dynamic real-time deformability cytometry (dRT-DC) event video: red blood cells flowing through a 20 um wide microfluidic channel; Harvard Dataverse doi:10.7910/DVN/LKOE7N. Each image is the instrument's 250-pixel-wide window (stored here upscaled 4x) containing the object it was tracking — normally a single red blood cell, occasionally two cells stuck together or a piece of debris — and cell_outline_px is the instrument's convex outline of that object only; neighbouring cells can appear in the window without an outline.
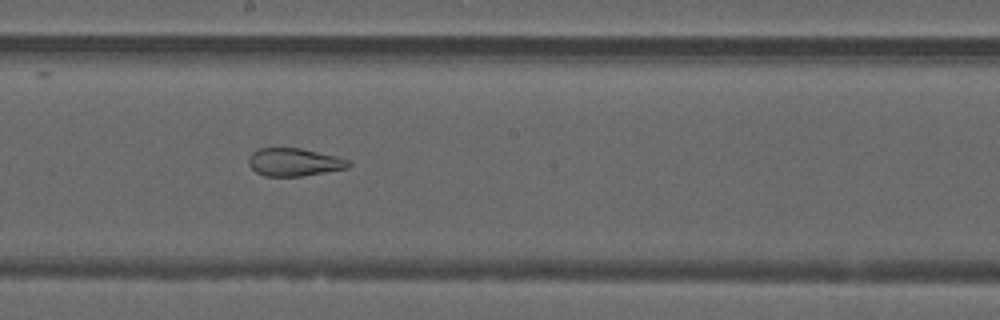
{"species": "common noctule bat (a hibernating species)", "species_latin": "Nyctalus noctula", "temperature_condition": "warm", "stored_images_in_passage": 51, "segment_of_instrument_passage": [2, 2], "camera_frame_rate_fps": 3000, "um_per_image_px": 0.085, "animal": {"sex": "male", "forearm_length_mm": 52.5}, "frame": {"image": 1, "passage_image": 28, "time_ms": 9.0, "image_size_px": [1000, 320], "cell_outline_px": [[352, 164], [348, 168], [300, 176], [264, 176], [256, 172], [248, 164], [248, 156], [256, 148], [300, 148], [336, 156], [352, 160]], "centroid_in_image_um": [25.0, 13.77], "position_along_channel_um": 223.2, "area_um2": 16.36}}
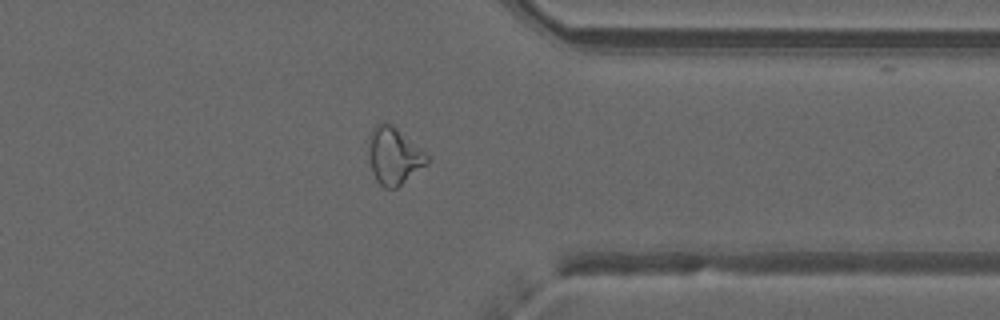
{"frame": {"image": 2, "passage_image": 40, "time_ms": 13.0, "image_size_px": [1000, 320], "cell_outline_px": [[428, 164], [396, 188], [384, 188], [376, 180], [372, 172], [368, 148], [368, 144], [372, 128], [376, 124], [384, 120], [388, 120], [428, 156]], "centroid_in_image_um": [33.46, 13.23], "position_along_channel_um": 377.9, "area_um2": 19.36}}